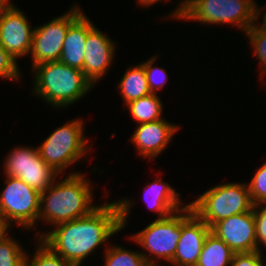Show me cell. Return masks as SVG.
<instances>
[{
    "mask_svg": "<svg viewBox=\"0 0 266 266\" xmlns=\"http://www.w3.org/2000/svg\"><path fill=\"white\" fill-rule=\"evenodd\" d=\"M10 0H0V14L11 4Z\"/></svg>",
    "mask_w": 266,
    "mask_h": 266,
    "instance_id": "cell-32",
    "label": "cell"
},
{
    "mask_svg": "<svg viewBox=\"0 0 266 266\" xmlns=\"http://www.w3.org/2000/svg\"><path fill=\"white\" fill-rule=\"evenodd\" d=\"M123 199L100 204L90 214L54 226L50 232L40 233V239L55 254L73 266L83 261L100 245L120 232L127 225L133 200Z\"/></svg>",
    "mask_w": 266,
    "mask_h": 266,
    "instance_id": "cell-1",
    "label": "cell"
},
{
    "mask_svg": "<svg viewBox=\"0 0 266 266\" xmlns=\"http://www.w3.org/2000/svg\"><path fill=\"white\" fill-rule=\"evenodd\" d=\"M31 258L30 260L29 254L27 253L24 266H73L60 255L55 254L40 239L37 240V247Z\"/></svg>",
    "mask_w": 266,
    "mask_h": 266,
    "instance_id": "cell-23",
    "label": "cell"
},
{
    "mask_svg": "<svg viewBox=\"0 0 266 266\" xmlns=\"http://www.w3.org/2000/svg\"><path fill=\"white\" fill-rule=\"evenodd\" d=\"M144 201L149 209L158 212V219L168 217L170 214L184 208L179 198L178 191L165 181L159 178L146 185L144 188Z\"/></svg>",
    "mask_w": 266,
    "mask_h": 266,
    "instance_id": "cell-17",
    "label": "cell"
},
{
    "mask_svg": "<svg viewBox=\"0 0 266 266\" xmlns=\"http://www.w3.org/2000/svg\"><path fill=\"white\" fill-rule=\"evenodd\" d=\"M247 185L254 206L266 205V163L257 169Z\"/></svg>",
    "mask_w": 266,
    "mask_h": 266,
    "instance_id": "cell-26",
    "label": "cell"
},
{
    "mask_svg": "<svg viewBox=\"0 0 266 266\" xmlns=\"http://www.w3.org/2000/svg\"><path fill=\"white\" fill-rule=\"evenodd\" d=\"M210 227L192 210L188 203L181 209V236L170 262L173 266H196Z\"/></svg>",
    "mask_w": 266,
    "mask_h": 266,
    "instance_id": "cell-11",
    "label": "cell"
},
{
    "mask_svg": "<svg viewBox=\"0 0 266 266\" xmlns=\"http://www.w3.org/2000/svg\"><path fill=\"white\" fill-rule=\"evenodd\" d=\"M156 56L149 58L145 62L140 63L145 70L147 84L151 93L157 94V90L164 88L165 82H167L168 74L163 67H154L153 64L156 62Z\"/></svg>",
    "mask_w": 266,
    "mask_h": 266,
    "instance_id": "cell-25",
    "label": "cell"
},
{
    "mask_svg": "<svg viewBox=\"0 0 266 266\" xmlns=\"http://www.w3.org/2000/svg\"><path fill=\"white\" fill-rule=\"evenodd\" d=\"M11 235L0 240V266H24L27 252Z\"/></svg>",
    "mask_w": 266,
    "mask_h": 266,
    "instance_id": "cell-22",
    "label": "cell"
},
{
    "mask_svg": "<svg viewBox=\"0 0 266 266\" xmlns=\"http://www.w3.org/2000/svg\"><path fill=\"white\" fill-rule=\"evenodd\" d=\"M5 188L0 192V212L12 226L22 229L37 227L40 210V192L21 179L6 175Z\"/></svg>",
    "mask_w": 266,
    "mask_h": 266,
    "instance_id": "cell-8",
    "label": "cell"
},
{
    "mask_svg": "<svg viewBox=\"0 0 266 266\" xmlns=\"http://www.w3.org/2000/svg\"><path fill=\"white\" fill-rule=\"evenodd\" d=\"M105 266H152L141 254L117 245L105 249Z\"/></svg>",
    "mask_w": 266,
    "mask_h": 266,
    "instance_id": "cell-21",
    "label": "cell"
},
{
    "mask_svg": "<svg viewBox=\"0 0 266 266\" xmlns=\"http://www.w3.org/2000/svg\"><path fill=\"white\" fill-rule=\"evenodd\" d=\"M33 30L24 12L13 2L0 14V44L16 60L29 55Z\"/></svg>",
    "mask_w": 266,
    "mask_h": 266,
    "instance_id": "cell-13",
    "label": "cell"
},
{
    "mask_svg": "<svg viewBox=\"0 0 266 266\" xmlns=\"http://www.w3.org/2000/svg\"><path fill=\"white\" fill-rule=\"evenodd\" d=\"M71 173L40 194L38 220L43 219L51 227L86 216L99 206L92 202L91 183L84 174Z\"/></svg>",
    "mask_w": 266,
    "mask_h": 266,
    "instance_id": "cell-2",
    "label": "cell"
},
{
    "mask_svg": "<svg viewBox=\"0 0 266 266\" xmlns=\"http://www.w3.org/2000/svg\"><path fill=\"white\" fill-rule=\"evenodd\" d=\"M33 93L53 108L73 105L93 88L82 70L60 61L46 62L32 68Z\"/></svg>",
    "mask_w": 266,
    "mask_h": 266,
    "instance_id": "cell-3",
    "label": "cell"
},
{
    "mask_svg": "<svg viewBox=\"0 0 266 266\" xmlns=\"http://www.w3.org/2000/svg\"><path fill=\"white\" fill-rule=\"evenodd\" d=\"M116 43L101 30L94 27L85 42V55L82 72L95 86L109 70L115 58Z\"/></svg>",
    "mask_w": 266,
    "mask_h": 266,
    "instance_id": "cell-14",
    "label": "cell"
},
{
    "mask_svg": "<svg viewBox=\"0 0 266 266\" xmlns=\"http://www.w3.org/2000/svg\"><path fill=\"white\" fill-rule=\"evenodd\" d=\"M20 77L17 60L0 44V78L17 81Z\"/></svg>",
    "mask_w": 266,
    "mask_h": 266,
    "instance_id": "cell-27",
    "label": "cell"
},
{
    "mask_svg": "<svg viewBox=\"0 0 266 266\" xmlns=\"http://www.w3.org/2000/svg\"><path fill=\"white\" fill-rule=\"evenodd\" d=\"M180 236L181 209L168 217L157 218L143 230L133 234L130 239L132 238V241L135 244L138 243L145 251L147 250L149 254L144 252H141V254L152 266H159L157 259L169 263L173 260Z\"/></svg>",
    "mask_w": 266,
    "mask_h": 266,
    "instance_id": "cell-7",
    "label": "cell"
},
{
    "mask_svg": "<svg viewBox=\"0 0 266 266\" xmlns=\"http://www.w3.org/2000/svg\"><path fill=\"white\" fill-rule=\"evenodd\" d=\"M262 21L259 25L266 26V11L262 14Z\"/></svg>",
    "mask_w": 266,
    "mask_h": 266,
    "instance_id": "cell-33",
    "label": "cell"
},
{
    "mask_svg": "<svg viewBox=\"0 0 266 266\" xmlns=\"http://www.w3.org/2000/svg\"><path fill=\"white\" fill-rule=\"evenodd\" d=\"M168 15L174 20L202 24H230L246 32L260 18L261 10L254 0H183Z\"/></svg>",
    "mask_w": 266,
    "mask_h": 266,
    "instance_id": "cell-4",
    "label": "cell"
},
{
    "mask_svg": "<svg viewBox=\"0 0 266 266\" xmlns=\"http://www.w3.org/2000/svg\"><path fill=\"white\" fill-rule=\"evenodd\" d=\"M95 27L86 14L81 13L68 27L60 62L70 67L83 69L87 34Z\"/></svg>",
    "mask_w": 266,
    "mask_h": 266,
    "instance_id": "cell-16",
    "label": "cell"
},
{
    "mask_svg": "<svg viewBox=\"0 0 266 266\" xmlns=\"http://www.w3.org/2000/svg\"><path fill=\"white\" fill-rule=\"evenodd\" d=\"M254 54L261 65L262 75L266 74V26L258 25L256 22L245 32Z\"/></svg>",
    "mask_w": 266,
    "mask_h": 266,
    "instance_id": "cell-24",
    "label": "cell"
},
{
    "mask_svg": "<svg viewBox=\"0 0 266 266\" xmlns=\"http://www.w3.org/2000/svg\"><path fill=\"white\" fill-rule=\"evenodd\" d=\"M253 214L255 219L258 248L261 249V246L266 248V205L254 206Z\"/></svg>",
    "mask_w": 266,
    "mask_h": 266,
    "instance_id": "cell-28",
    "label": "cell"
},
{
    "mask_svg": "<svg viewBox=\"0 0 266 266\" xmlns=\"http://www.w3.org/2000/svg\"><path fill=\"white\" fill-rule=\"evenodd\" d=\"M178 129L176 124L162 118L154 122L138 124L130 141L135 144L142 158L153 159L165 150Z\"/></svg>",
    "mask_w": 266,
    "mask_h": 266,
    "instance_id": "cell-15",
    "label": "cell"
},
{
    "mask_svg": "<svg viewBox=\"0 0 266 266\" xmlns=\"http://www.w3.org/2000/svg\"><path fill=\"white\" fill-rule=\"evenodd\" d=\"M76 4L67 13L48 23L34 26L30 51L32 68L42 63L59 61L68 27L83 12Z\"/></svg>",
    "mask_w": 266,
    "mask_h": 266,
    "instance_id": "cell-10",
    "label": "cell"
},
{
    "mask_svg": "<svg viewBox=\"0 0 266 266\" xmlns=\"http://www.w3.org/2000/svg\"><path fill=\"white\" fill-rule=\"evenodd\" d=\"M189 204L209 227L218 221L254 208L248 185L244 182L216 185Z\"/></svg>",
    "mask_w": 266,
    "mask_h": 266,
    "instance_id": "cell-5",
    "label": "cell"
},
{
    "mask_svg": "<svg viewBox=\"0 0 266 266\" xmlns=\"http://www.w3.org/2000/svg\"><path fill=\"white\" fill-rule=\"evenodd\" d=\"M210 232L223 240L234 253H249L260 250L256 239L253 210L214 223L210 227Z\"/></svg>",
    "mask_w": 266,
    "mask_h": 266,
    "instance_id": "cell-12",
    "label": "cell"
},
{
    "mask_svg": "<svg viewBox=\"0 0 266 266\" xmlns=\"http://www.w3.org/2000/svg\"><path fill=\"white\" fill-rule=\"evenodd\" d=\"M14 148L4 159L5 175L21 179L40 193L58 179V173L40 157L37 147Z\"/></svg>",
    "mask_w": 266,
    "mask_h": 266,
    "instance_id": "cell-9",
    "label": "cell"
},
{
    "mask_svg": "<svg viewBox=\"0 0 266 266\" xmlns=\"http://www.w3.org/2000/svg\"><path fill=\"white\" fill-rule=\"evenodd\" d=\"M84 125L82 119L79 118L66 122L63 126L53 130L37 147L40 157L59 175L91 152L87 144L88 139L83 134Z\"/></svg>",
    "mask_w": 266,
    "mask_h": 266,
    "instance_id": "cell-6",
    "label": "cell"
},
{
    "mask_svg": "<svg viewBox=\"0 0 266 266\" xmlns=\"http://www.w3.org/2000/svg\"><path fill=\"white\" fill-rule=\"evenodd\" d=\"M158 94L150 93L126 104L137 124L149 123L163 118V104Z\"/></svg>",
    "mask_w": 266,
    "mask_h": 266,
    "instance_id": "cell-20",
    "label": "cell"
},
{
    "mask_svg": "<svg viewBox=\"0 0 266 266\" xmlns=\"http://www.w3.org/2000/svg\"><path fill=\"white\" fill-rule=\"evenodd\" d=\"M162 1V0H136L137 3H139L142 7H148V6H152L153 4Z\"/></svg>",
    "mask_w": 266,
    "mask_h": 266,
    "instance_id": "cell-31",
    "label": "cell"
},
{
    "mask_svg": "<svg viewBox=\"0 0 266 266\" xmlns=\"http://www.w3.org/2000/svg\"><path fill=\"white\" fill-rule=\"evenodd\" d=\"M117 89L123 98L124 104L150 94L144 67L139 64L126 70Z\"/></svg>",
    "mask_w": 266,
    "mask_h": 266,
    "instance_id": "cell-19",
    "label": "cell"
},
{
    "mask_svg": "<svg viewBox=\"0 0 266 266\" xmlns=\"http://www.w3.org/2000/svg\"><path fill=\"white\" fill-rule=\"evenodd\" d=\"M234 252L212 232L206 236L196 266H230Z\"/></svg>",
    "mask_w": 266,
    "mask_h": 266,
    "instance_id": "cell-18",
    "label": "cell"
},
{
    "mask_svg": "<svg viewBox=\"0 0 266 266\" xmlns=\"http://www.w3.org/2000/svg\"><path fill=\"white\" fill-rule=\"evenodd\" d=\"M261 250L249 253H235L230 266H264Z\"/></svg>",
    "mask_w": 266,
    "mask_h": 266,
    "instance_id": "cell-29",
    "label": "cell"
},
{
    "mask_svg": "<svg viewBox=\"0 0 266 266\" xmlns=\"http://www.w3.org/2000/svg\"><path fill=\"white\" fill-rule=\"evenodd\" d=\"M10 227L12 228V226L7 222L4 215L0 212V240L9 235L7 231Z\"/></svg>",
    "mask_w": 266,
    "mask_h": 266,
    "instance_id": "cell-30",
    "label": "cell"
}]
</instances>
